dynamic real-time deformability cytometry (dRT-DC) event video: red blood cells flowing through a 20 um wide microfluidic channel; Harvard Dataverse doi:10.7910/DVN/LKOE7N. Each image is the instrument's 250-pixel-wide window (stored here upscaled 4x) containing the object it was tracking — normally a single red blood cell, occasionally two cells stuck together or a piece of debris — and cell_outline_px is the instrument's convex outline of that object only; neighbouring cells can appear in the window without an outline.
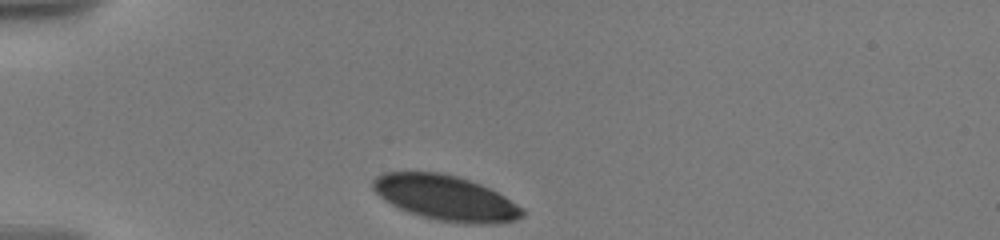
{"species": "human", "species_latin": "Homo sapiens", "temperature_condition": "warm", "stored_images_in_passage": 4, "camera_frame_rate_fps": 3000, "um_per_image_px": 0.085, "donor": {"sex": "male"}, "frame": {"image": 1, "passage_image": 1, "time_ms": 0.0, "image_size_px": [1000, 240], "cell_outline_px": [[524, 216], [516, 220], [496, 224], [464, 224], [436, 220], [420, 216], [400, 208], [384, 200], [372, 188], [372, 180], [376, 176], [384, 172], [440, 172], [456, 176], [480, 184], [504, 196], [524, 208]], "centroid_in_image_um": [37.89, 16.83], "position_along_channel_um": 47.1, "area_um2": 39.36}}
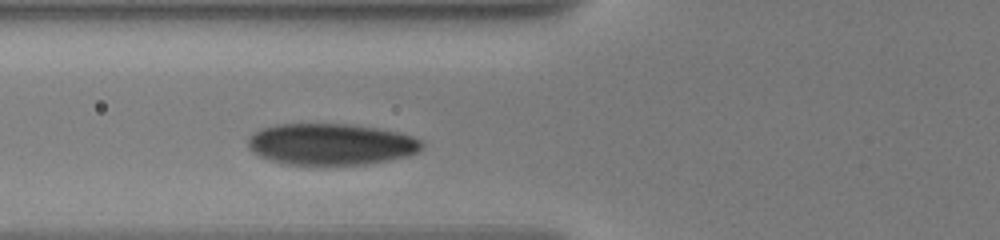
{"frame": {"image": 2, "passage_image": 4, "time_ms": 2.333, "image_size_px": [1000, 240], "cell_outline_px": [[424, 144], [416, 152], [408, 156], [392, 160], [364, 164], [284, 164], [260, 156], [252, 152], [248, 148], [248, 136], [260, 128], [276, 124], [348, 124], [376, 128], [396, 132], [412, 136], [424, 140]], "centroid_in_image_um": [28.12, 12.25], "position_along_channel_um": 97.7, "area_um2": 42.02}}